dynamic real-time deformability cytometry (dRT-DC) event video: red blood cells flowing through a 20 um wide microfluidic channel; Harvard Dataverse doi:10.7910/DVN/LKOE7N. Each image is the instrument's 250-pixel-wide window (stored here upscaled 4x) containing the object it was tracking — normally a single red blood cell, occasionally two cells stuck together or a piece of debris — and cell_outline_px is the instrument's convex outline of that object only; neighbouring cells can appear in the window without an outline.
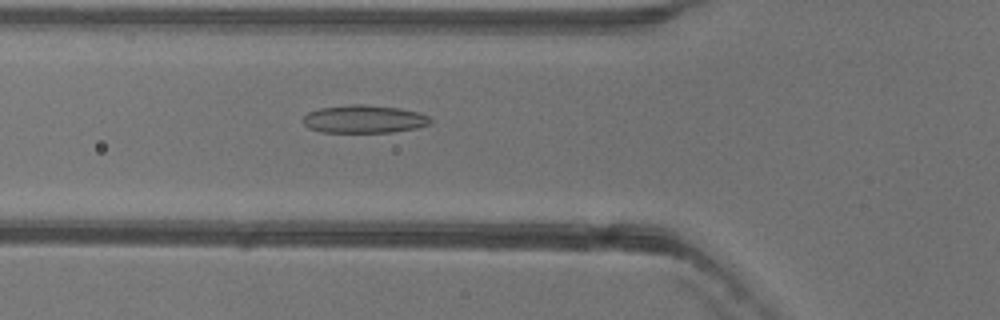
{"species": "common noctule bat (a hibernating species)", "species_latin": "Nyctalus noctula", "temperature_condition": "warm", "stored_images_in_passage": 36, "camera_frame_rate_fps": 3000, "um_per_image_px": 0.085, "animal": {"sex": "female"}, "frame": {"image": 1, "passage_image": 3, "time_ms": 0.667, "image_size_px": [1000, 320], "cell_outline_px": [[432, 120], [428, 124], [416, 128], [392, 132], [320, 132], [308, 128], [304, 124], [304, 116], [308, 112], [320, 108], [348, 104], [364, 104], [396, 108], [416, 112], [428, 116]], "centroid_in_image_um": [30.9, 10.12], "position_along_channel_um": 94.9, "area_um2": 20.58}}
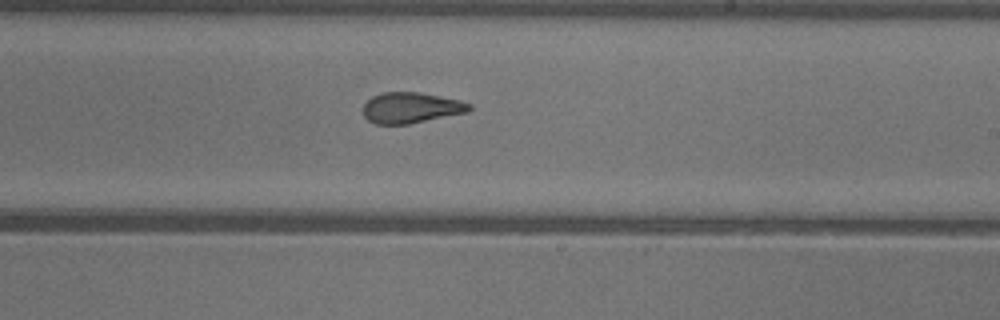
{"frame": {"image": 2, "passage_image": 15, "time_ms": 4.667, "image_size_px": [1000, 320], "cell_outline_px": [[472, 108], [468, 112], [408, 124], [376, 124], [368, 120], [364, 116], [364, 104], [372, 96], [384, 92], [420, 92], [460, 100], [472, 104]], "centroid_in_image_um": [34.95, 9.15], "position_along_channel_um": 254.0, "area_um2": 19.02}}
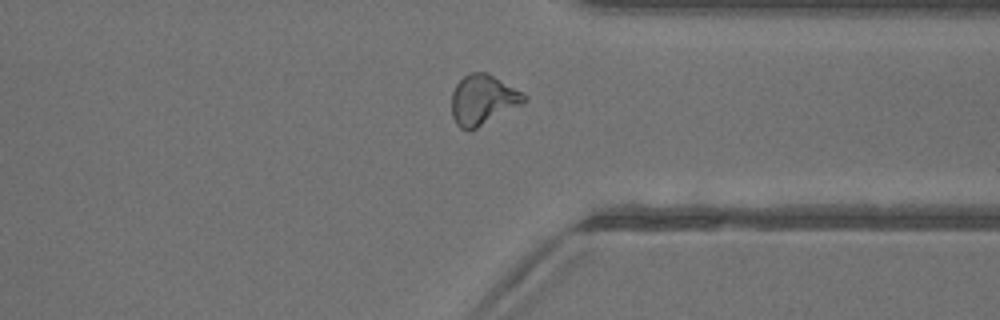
{"frame": {"image": 3, "passage_image": 24, "time_ms": 7.667, "image_size_px": [1000, 320], "cell_outline_px": [[528, 100], [476, 128], [460, 128], [456, 124], [452, 116], [452, 92], [456, 84], [464, 76], [472, 72], [488, 72], [524, 92]], "centroid_in_image_um": [41.05, 8.44], "position_along_channel_um": 370.3, "area_um2": 20.87}, "authors_computed_cell_mechanics": {"area_um2": 20.1144, "velocity_mm_per_s": 3.9692, "shape_relaxation_time_tau1_ms": null, "shape_relaxation_time_tau2_ms": 1.7068, "deformation_change_tau1": null, "deformation_change_tau2": 0.0917}}